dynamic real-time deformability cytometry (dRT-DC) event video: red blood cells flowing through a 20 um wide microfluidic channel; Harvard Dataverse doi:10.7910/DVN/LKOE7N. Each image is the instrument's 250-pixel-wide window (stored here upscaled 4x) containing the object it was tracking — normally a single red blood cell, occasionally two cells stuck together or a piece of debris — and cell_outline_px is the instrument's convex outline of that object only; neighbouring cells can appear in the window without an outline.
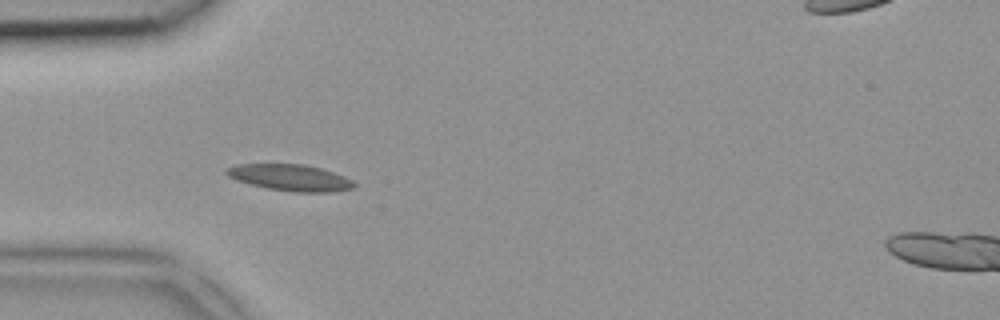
{"species": "common noctule bat (a hibernating species)", "species_latin": "Nyctalus noctula", "temperature_condition": "room temperature", "stored_images_in_passage": 4, "camera_frame_rate_fps": 3000, "um_per_image_px": 0.085, "animal": {"sex": "female", "body_mass_g": 18.4}, "frame": {"image": 1, "passage_image": 3, "time_ms": 0.667, "image_size_px": [1000, 320], "cell_outline_px": [[356, 188], [332, 192], [292, 192], [268, 188], [236, 180], [228, 176], [224, 172], [228, 168], [236, 164], [304, 164], [320, 168], [344, 176], [352, 180], [356, 184]], "centroid_in_image_um": [24.7, 15.1], "position_along_channel_um": 60.3, "area_um2": 19.59}}